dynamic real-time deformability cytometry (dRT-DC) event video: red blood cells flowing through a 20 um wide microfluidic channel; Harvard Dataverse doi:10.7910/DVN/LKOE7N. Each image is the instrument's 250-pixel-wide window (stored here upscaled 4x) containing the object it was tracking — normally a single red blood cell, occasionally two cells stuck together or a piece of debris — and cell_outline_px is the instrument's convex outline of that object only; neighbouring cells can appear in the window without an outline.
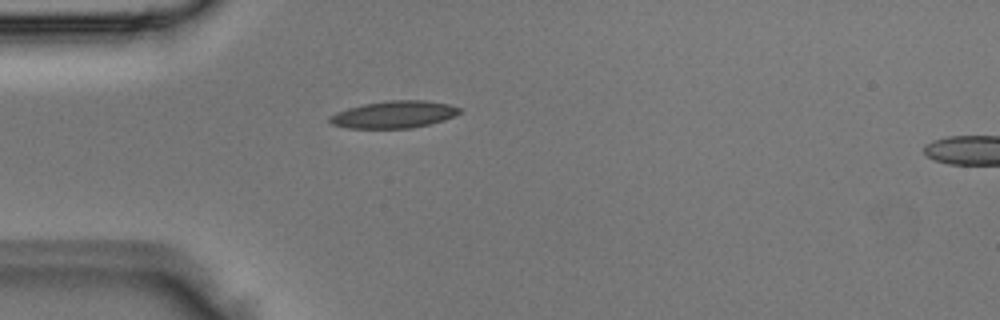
{"species": "Egyptian fruit bat (a non-hibernating species)", "species_latin": "Rousettus aegyptiacus", "temperature_condition": "room temperature", "stored_images_in_passage": 2, "segment_of_instrument_passage": [1, 2], "camera_frame_rate_fps": 3000, "um_per_image_px": 0.085, "animal": {"sex": "male"}, "frame": {"image": 1, "passage_image": 1, "time_ms": 0.0, "image_size_px": [1000, 320], "cell_outline_px": [[460, 112], [444, 120], [412, 128], [348, 128], [332, 124], [328, 120], [328, 116], [336, 112], [348, 108], [364, 104], [388, 100], [424, 100], [448, 104], [460, 108]], "centroid_in_image_um": [33.44, 9.73], "position_along_channel_um": 51.6, "area_um2": 20.4}}